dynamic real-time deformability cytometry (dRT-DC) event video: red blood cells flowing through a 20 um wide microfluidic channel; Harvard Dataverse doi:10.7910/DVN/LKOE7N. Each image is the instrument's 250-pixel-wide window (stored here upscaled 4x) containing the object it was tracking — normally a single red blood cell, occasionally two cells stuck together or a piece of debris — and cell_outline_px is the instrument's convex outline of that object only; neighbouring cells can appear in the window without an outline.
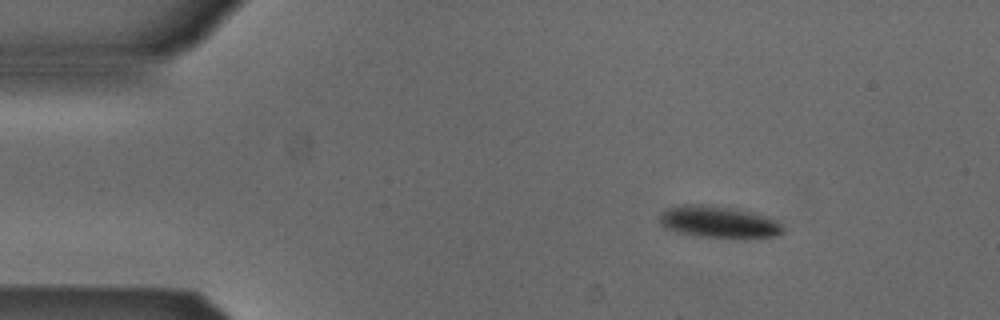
{"species": "Egyptian fruit bat (a non-hibernating species)", "species_latin": "Rousettus aegyptiacus", "temperature_condition": "cold", "stored_images_in_passage": 46, "camera_frame_rate_fps": 3000, "um_per_image_px": 0.085, "animal": {"sex": "male"}, "frame": {"image": 1, "passage_image": 1, "time_ms": 0.0, "image_size_px": [1000, 320], "cell_outline_px": [[784, 232], [776, 236], [744, 240], [700, 236], [676, 232], [664, 228], [660, 224], [660, 216], [668, 208], [684, 204], [700, 204], [728, 208], [748, 212], [772, 220], [780, 224]], "centroid_in_image_um": [61.06, 18.92], "position_along_channel_um": 23.9, "area_um2": 22.72}}
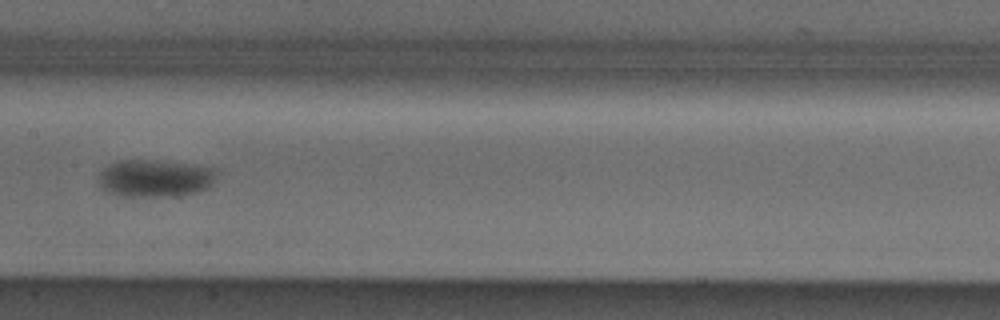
{"frame": {"image": 2, "passage_image": 20, "time_ms": 6.333, "image_size_px": [1000, 320], "cell_outline_px": [[216, 168], [212, 184], [200, 192], [168, 196], [120, 196], [100, 188], [100, 172], [108, 164], [120, 160], [148, 160]], "centroid_in_image_um": [13.14, 15.16], "position_along_channel_um": 194.3, "area_um2": 25.26}}
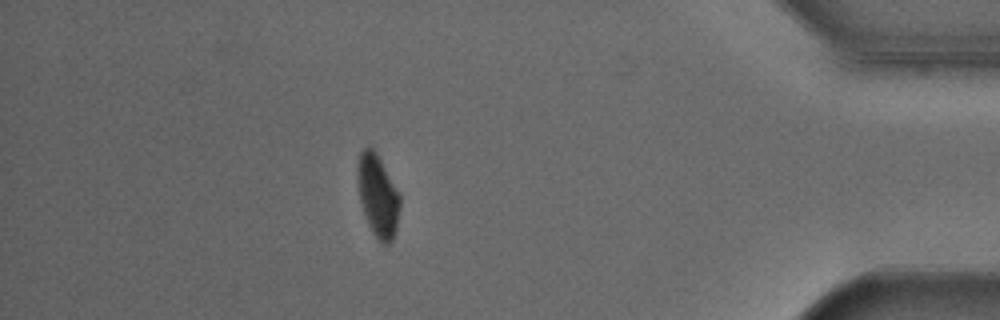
{"frame": {"image": 3, "passage_image": 40, "time_ms": 13.0, "image_size_px": [1000, 320], "cell_outline_px": [[400, 204], [396, 228], [392, 240], [388, 244], [380, 244], [372, 232], [368, 224], [360, 204], [356, 176], [356, 168], [360, 152], [368, 144], [376, 152], [400, 196]], "centroid_in_image_um": [32.07, 16.64], "position_along_channel_um": 403.1, "area_um2": 20.4}, "authors_computed_cell_mechanics": {"area_um2": 23.3223, "velocity_mm_per_s": 3.8397, "shape_relaxation_time_tau1_ms": 4.6033, "shape_relaxation_time_tau2_ms": null, "deformation_change_tau1": 0.086, "deformation_change_tau2": null}}